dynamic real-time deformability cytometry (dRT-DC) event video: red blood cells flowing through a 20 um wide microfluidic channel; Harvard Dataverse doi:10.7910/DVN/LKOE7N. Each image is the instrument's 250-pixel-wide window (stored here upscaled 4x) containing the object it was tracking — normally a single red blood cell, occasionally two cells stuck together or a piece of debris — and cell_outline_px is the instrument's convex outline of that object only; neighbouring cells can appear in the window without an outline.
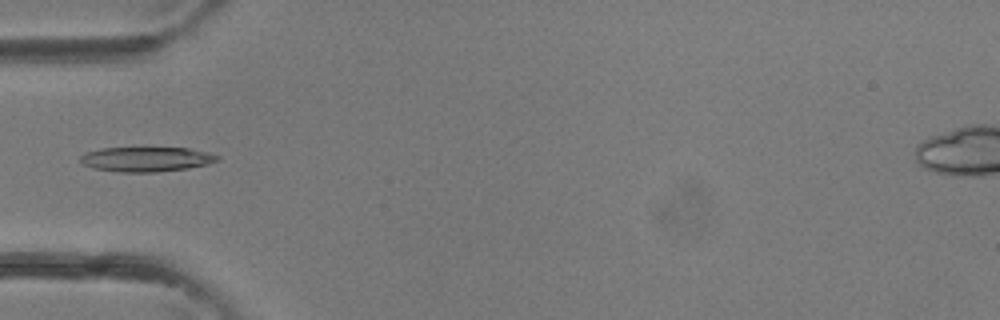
{"species": "common noctule bat (a hibernating species)", "species_latin": "Nyctalus noctula", "temperature_condition": "room temperature", "stored_images_in_passage": 2, "camera_frame_rate_fps": 3000, "um_per_image_px": 0.085, "animal": {"sex": "female"}, "frame": {"image": 1, "passage_image": 2, "time_ms": 0.333, "image_size_px": [1000, 320], "cell_outline_px": [[220, 160], [208, 164], [188, 168], [156, 172], [120, 172], [92, 168], [84, 164], [80, 160], [80, 156], [84, 152], [100, 148], [188, 148], [208, 152], [220, 156]], "centroid_in_image_um": [12.44, 13.53], "position_along_channel_um": 72.6, "area_um2": 19.83}}